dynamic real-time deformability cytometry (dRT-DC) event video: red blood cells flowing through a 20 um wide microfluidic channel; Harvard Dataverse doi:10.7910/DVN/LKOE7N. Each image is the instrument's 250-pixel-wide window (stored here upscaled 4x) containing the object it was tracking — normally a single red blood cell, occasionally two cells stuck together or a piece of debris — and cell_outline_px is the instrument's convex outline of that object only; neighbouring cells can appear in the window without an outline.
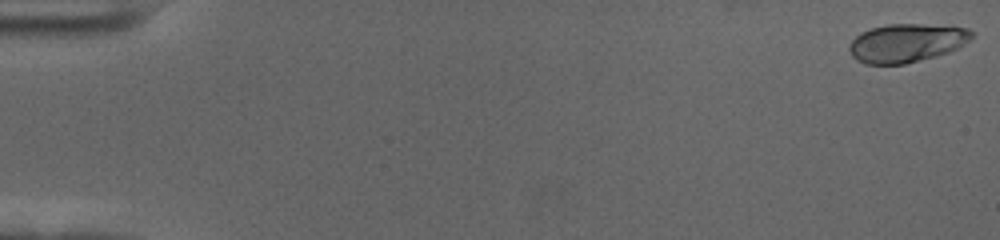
{"species": "human", "species_latin": "Homo sapiens", "temperature_condition": "cold", "stored_images_in_passage": 58, "camera_frame_rate_fps": 3000, "um_per_image_px": 0.085, "donor": {"sex": "female"}, "frame": {"image": 1, "passage_image": 1, "time_ms": 0.0, "image_size_px": [1000, 240], "cell_outline_px": [[976, 32], [968, 40], [956, 48], [948, 52], [936, 56], [904, 64], [864, 64], [856, 60], [852, 56], [848, 48], [848, 44], [860, 32], [872, 28], [888, 24], [920, 24], [968, 28]], "centroid_in_image_um": [77.01, 3.65], "position_along_channel_um": 8.0, "area_um2": 27.4}}
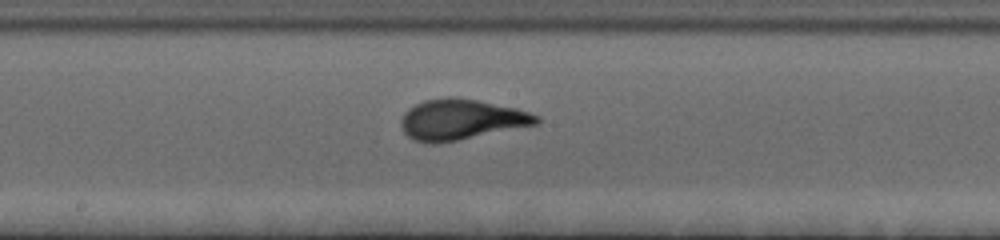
{"frame": {"image": 2, "passage_image": 32, "time_ms": 10.333, "image_size_px": [1000, 240], "cell_outline_px": [[540, 124], [436, 144], [428, 144], [412, 140], [404, 132], [400, 124], [400, 120], [404, 112], [408, 108], [424, 100], [448, 96], [452, 96], [476, 100], [516, 108], [540, 116]], "centroid_in_image_um": [39.17, 10.16], "position_along_channel_um": 209.0, "area_um2": 32.19}}
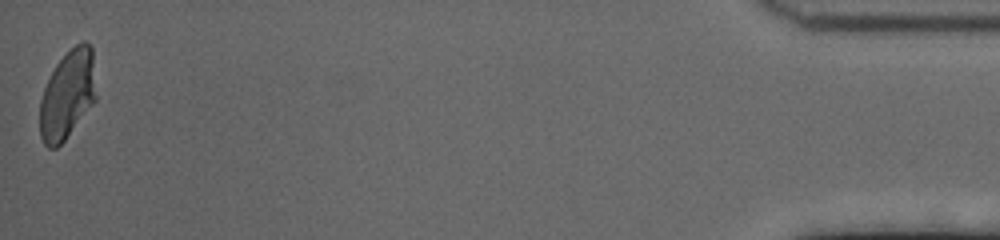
{"frame": {"image": 3, "passage_image": 58, "time_ms": 19.0, "image_size_px": [1000, 240], "cell_outline_px": [[96, 100], [64, 140], [56, 148], [48, 148], [44, 144], [40, 136], [40, 100], [44, 88], [56, 64], [76, 44], [84, 40], [92, 48], [96, 96]], "centroid_in_image_um": [5.73, 8.06], "position_along_channel_um": 429.5, "area_um2": 28.73}, "authors_computed_cell_mechanics": {"area_um2": 29.7381, "velocity_mm_per_s": 3.5418, "shape_relaxation_time_tau1_ms": 3.7442, "shape_relaxation_time_tau2_ms": null, "deformation_change_tau1": 0.1808, "deformation_change_tau2": null}}